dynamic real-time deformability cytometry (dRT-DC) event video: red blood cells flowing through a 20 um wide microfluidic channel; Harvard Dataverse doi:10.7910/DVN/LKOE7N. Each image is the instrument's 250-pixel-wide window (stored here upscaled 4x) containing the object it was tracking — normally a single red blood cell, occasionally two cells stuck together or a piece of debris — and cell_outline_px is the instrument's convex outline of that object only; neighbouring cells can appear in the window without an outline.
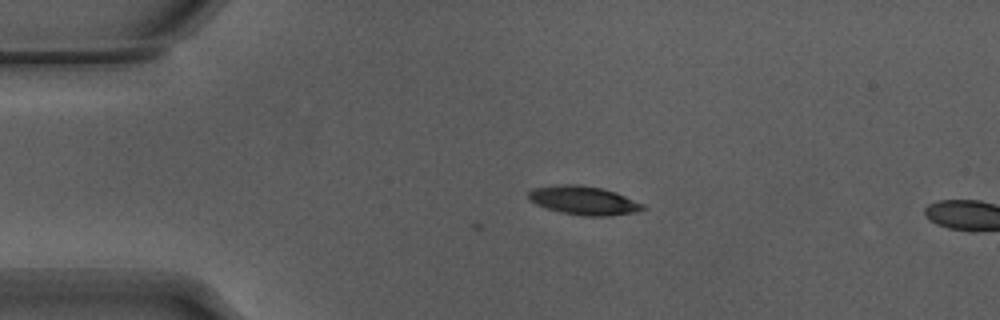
{"species": "Egyptian fruit bat (a non-hibernating species)", "species_latin": "Rousettus aegyptiacus", "temperature_condition": "warm", "stored_images_in_passage": 5, "camera_frame_rate_fps": 3000, "um_per_image_px": 0.085, "animal": {"sex": "male"}, "frame": {"image": 1, "passage_image": 2, "time_ms": 0.333, "image_size_px": [1000, 320], "cell_outline_px": [[644, 208], [636, 212], [612, 216], [584, 216], [560, 212], [536, 204], [528, 200], [528, 192], [532, 188], [564, 184], [580, 184], [600, 188], [616, 192], [644, 204]], "centroid_in_image_um": [49.6, 17.04], "position_along_channel_um": 35.4, "area_um2": 19.13}}